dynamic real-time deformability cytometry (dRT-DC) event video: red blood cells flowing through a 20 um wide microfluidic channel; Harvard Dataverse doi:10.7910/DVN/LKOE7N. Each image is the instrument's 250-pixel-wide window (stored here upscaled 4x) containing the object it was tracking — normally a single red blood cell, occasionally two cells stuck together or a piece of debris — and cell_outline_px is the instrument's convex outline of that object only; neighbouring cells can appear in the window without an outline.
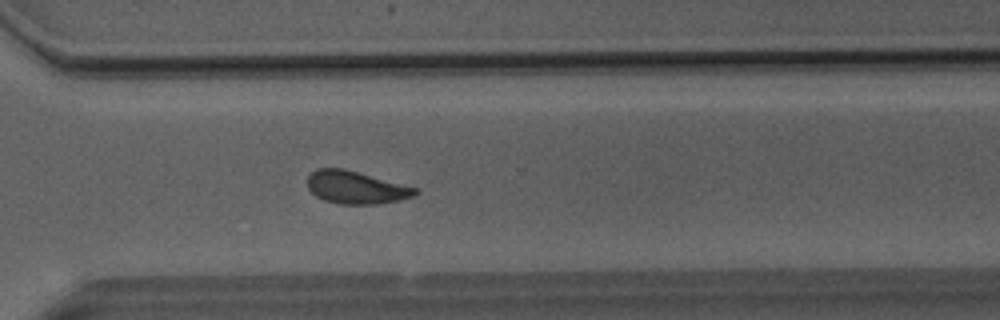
{"species": "Egyptian fruit bat (a non-hibernating species)", "species_latin": "Rousettus aegyptiacus", "temperature_condition": "room temperature", "stored_images_in_passage": 50, "camera_frame_rate_fps": 3000, "um_per_image_px": 0.085, "animal": {"sex": "male"}, "frame": {"image": 1, "passage_image": 36, "time_ms": 11.667, "image_size_px": [1000, 320], "cell_outline_px": [[420, 192], [416, 196], [400, 200], [376, 204], [340, 204], [324, 200], [316, 196], [308, 188], [308, 176], [316, 168], [344, 168], [420, 188]], "centroid_in_image_um": [30.32, 15.93], "position_along_channel_um": 340.3, "area_um2": 20.81}}
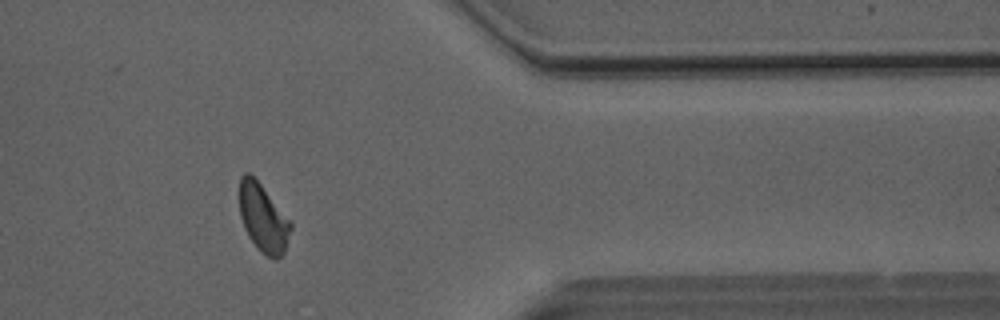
{"frame": {"image": 2, "passage_image": 41, "time_ms": 13.333, "image_size_px": [1000, 320], "cell_outline_px": [[292, 228], [284, 252], [276, 260], [272, 260], [260, 252], [248, 236], [244, 228], [240, 216], [240, 176], [244, 172], [248, 172], [260, 184], [292, 224]], "centroid_in_image_um": [22.35, 18.58], "position_along_channel_um": 389.0, "area_um2": 20.06}}
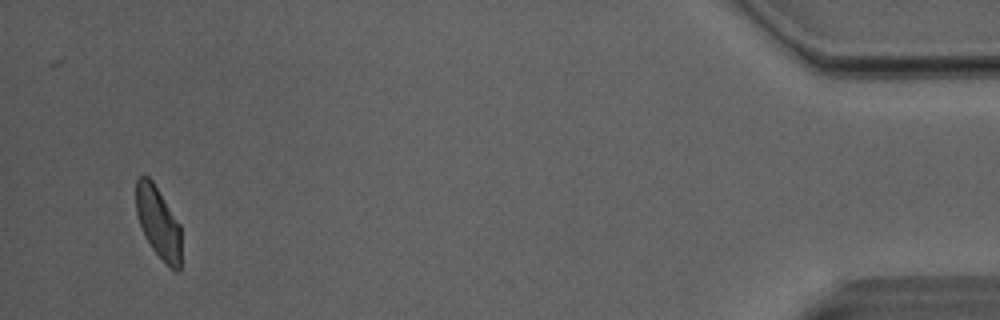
{"frame": {"image": 3, "passage_image": 48, "time_ms": 15.667, "image_size_px": [1000, 320], "cell_outline_px": [[180, 272], [176, 272], [152, 248], [144, 236], [136, 212], [136, 180], [140, 176], [148, 176], [152, 180], [180, 224]], "centroid_in_image_um": [13.45, 18.89], "position_along_channel_um": 421.8, "area_um2": 18.55}, "authors_computed_cell_mechanics": {"area_um2": 21.097, "velocity_mm_per_s": 4.0319, "shape_relaxation_time_tau1_ms": 4.18, "shape_relaxation_time_tau2_ms": 2.3515, "deformation_change_tau1": 0.1099, "deformation_change_tau2": 0.0875}}